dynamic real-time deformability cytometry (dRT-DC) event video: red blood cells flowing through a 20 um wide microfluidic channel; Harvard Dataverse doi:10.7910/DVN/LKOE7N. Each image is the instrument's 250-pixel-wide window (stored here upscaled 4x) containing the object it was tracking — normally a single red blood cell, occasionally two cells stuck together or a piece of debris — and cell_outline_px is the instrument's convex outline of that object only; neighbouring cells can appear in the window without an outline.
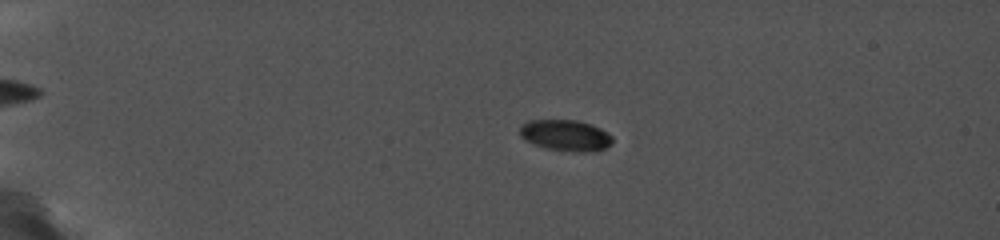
{"species": "common noctule bat (a hibernating species)", "species_latin": "Nyctalus noctula", "temperature_condition": "cold", "stored_images_in_passage": 69, "camera_frame_rate_fps": 5000, "um_per_image_px": 0.085, "animal": {"sex": "female", "body_mass_g": 19.0, "forearm_length_mm": 56.7}, "frame": {"image": 1, "passage_image": 24, "time_ms": 4.8, "image_size_px": [1000, 240], "cell_outline_px": [[612, 144], [596, 152], [572, 152], [544, 148], [532, 144], [524, 140], [520, 136], [520, 128], [528, 120], [572, 120], [588, 124], [600, 128], [612, 136]], "centroid_in_image_um": [48.06, 11.53], "position_along_channel_um": 36.9, "area_um2": 16.88}}
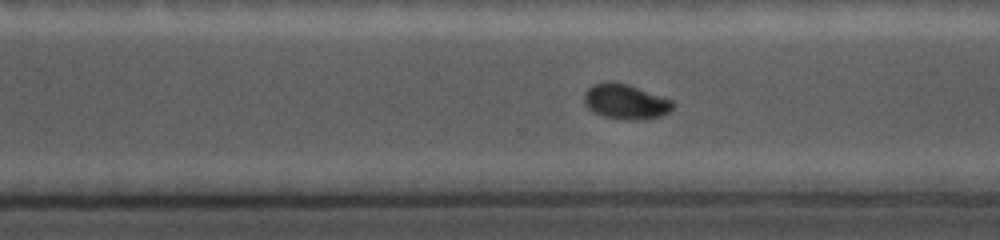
{"frame": {"image": 2, "passage_image": 52, "time_ms": 14.2, "image_size_px": [1000, 240], "cell_outline_px": [[676, 104], [668, 112], [660, 116], [644, 120], [628, 120], [604, 116], [592, 112], [584, 104], [584, 96], [588, 88], [592, 84], [628, 84], [672, 100]], "centroid_in_image_um": [53.19, 8.68], "position_along_channel_um": 317.4, "area_um2": 17.74}}
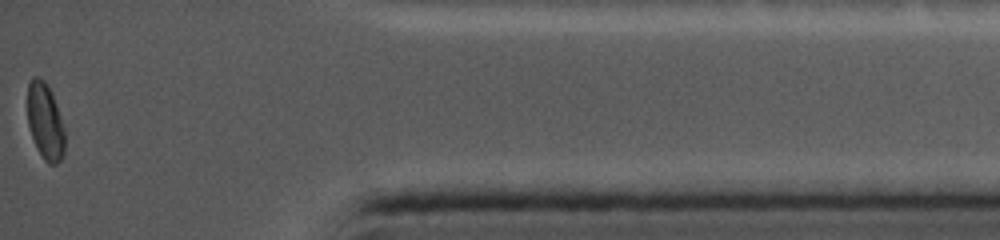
{"frame": {"image": 3, "passage_image": 69, "time_ms": 17.8, "image_size_px": [1000, 240], "cell_outline_px": [[64, 156], [56, 164], [48, 164], [44, 160], [32, 136], [28, 124], [28, 84], [32, 76], [36, 76], [44, 80], [52, 92], [64, 128]], "centroid_in_image_um": [3.85, 10.31], "position_along_channel_um": 431.4, "area_um2": 16.47}, "authors_computed_cell_mechanics": {"area_um2": 17.1088, "velocity_mm_per_s": 3.7775, "shape_relaxation_time_tau1_ms": null, "shape_relaxation_time_tau2_ms": 1.7698, "deformation_change_tau1": null, "deformation_change_tau2": 0.033}}